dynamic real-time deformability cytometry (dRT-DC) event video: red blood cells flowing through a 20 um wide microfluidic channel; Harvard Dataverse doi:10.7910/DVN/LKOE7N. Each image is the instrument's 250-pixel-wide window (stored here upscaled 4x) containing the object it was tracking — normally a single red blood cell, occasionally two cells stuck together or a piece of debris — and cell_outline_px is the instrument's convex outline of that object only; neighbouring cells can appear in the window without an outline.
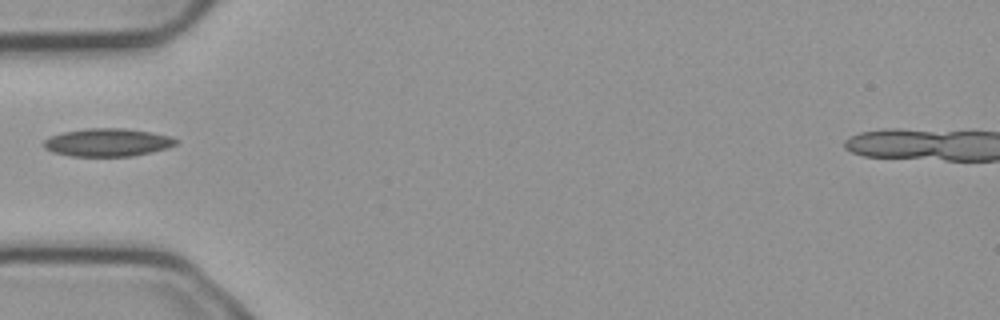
{"species": "common noctule bat (a hibernating species)", "species_latin": "Nyctalus noctula", "temperature_condition": "cold", "stored_images_in_passage": 2, "camera_frame_rate_fps": 3000, "um_per_image_px": 0.085, "animal": {"sex": "male", "body_mass_g": 23.1, "forearm_length_mm": 52.7}, "frame": {"image": 1, "passage_image": 1, "time_ms": 0.0, "image_size_px": [1000, 320], "cell_outline_px": [[180, 140], [176, 144], [152, 152], [132, 156], [72, 156], [52, 152], [44, 148], [44, 140], [48, 136], [64, 132], [84, 128], [124, 128], [152, 132], [172, 136]], "centroid_in_image_um": [9.14, 12.09], "position_along_channel_um": 75.9, "area_um2": 21.68}}
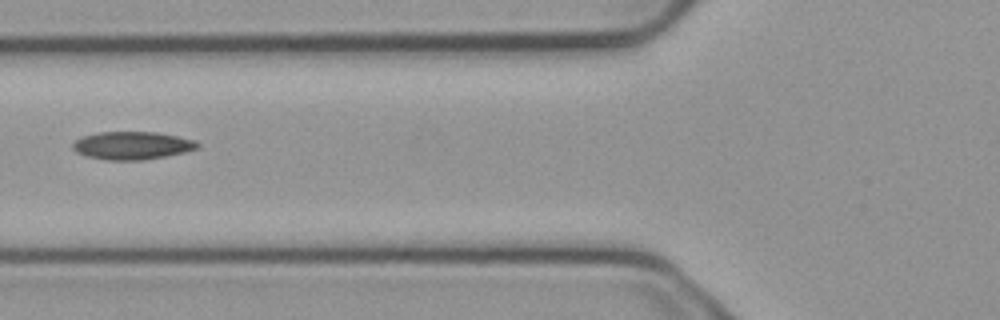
{"frame": {"image": 2, "passage_image": 2, "time_ms": 0.333, "image_size_px": [1000, 320], "cell_outline_px": [[200, 144], [196, 148], [184, 152], [144, 160], [108, 160], [88, 156], [76, 152], [72, 148], [72, 144], [80, 136], [96, 132], [156, 132], [196, 140]], "centroid_in_image_um": [11.2, 12.36], "position_along_channel_um": 114.6, "area_um2": 20.23}}